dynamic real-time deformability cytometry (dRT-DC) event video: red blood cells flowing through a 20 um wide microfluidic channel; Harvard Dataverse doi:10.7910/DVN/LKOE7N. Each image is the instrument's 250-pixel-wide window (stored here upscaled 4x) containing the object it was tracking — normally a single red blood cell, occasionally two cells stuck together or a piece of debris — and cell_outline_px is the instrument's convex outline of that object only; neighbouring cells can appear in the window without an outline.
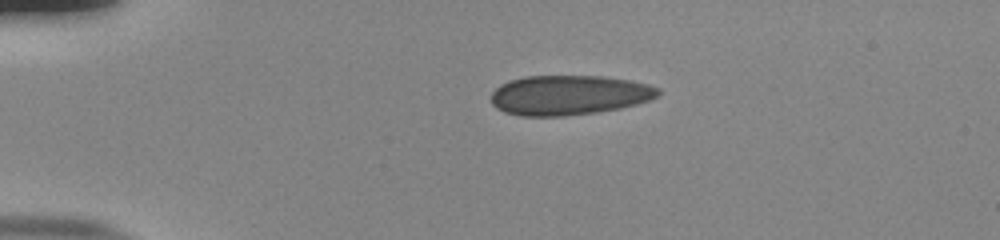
{"species": "human", "species_latin": "Homo sapiens", "temperature_condition": "room temperature", "stored_images_in_passage": 42, "camera_frame_rate_fps": 3000, "um_per_image_px": 0.085, "donor": {"sex": "male"}, "frame": {"image": 1, "passage_image": 1, "time_ms": 0.0, "image_size_px": [1000, 240], "cell_outline_px": [[660, 96], [636, 104], [620, 108], [596, 112], [564, 116], [520, 116], [504, 112], [496, 108], [492, 104], [492, 92], [500, 84], [508, 80], [524, 76], [604, 76], [628, 80], [648, 84], [660, 88]], "centroid_in_image_um": [48.35, 8.08], "position_along_channel_um": 36.6, "area_um2": 38.9}}
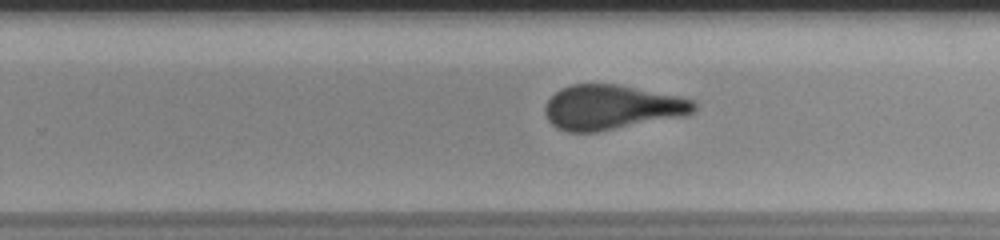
{"frame": {"image": 2, "passage_image": 24, "time_ms": 7.667, "image_size_px": [1000, 240], "cell_outline_px": [[696, 108], [688, 116], [596, 132], [568, 132], [556, 128], [548, 120], [544, 112], [544, 108], [548, 100], [560, 88], [572, 84], [616, 84], [680, 96], [692, 100], [696, 104]], "centroid_in_image_um": [52.0, 9.13], "position_along_channel_um": 277.8, "area_um2": 39.02}}
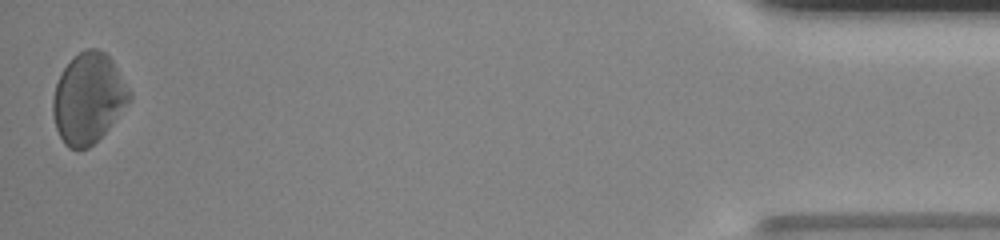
{"frame": {"image": 3, "passage_image": 42, "time_ms": 13.667, "image_size_px": [1000, 240], "cell_outline_px": [[132, 100], [108, 128], [88, 148], [80, 152], [76, 152], [68, 148], [64, 144], [56, 128], [52, 112], [52, 100], [56, 84], [64, 68], [80, 52], [88, 48], [96, 48], [104, 52], [112, 60], [132, 92]], "centroid_in_image_um": [7.52, 8.39], "position_along_channel_um": 427.7, "area_um2": 40.23}, "authors_computed_cell_mechanics": {"area_um2": 39.2173, "velocity_mm_per_s": 3.8318, "shape_relaxation_time_tau1_ms": 9.4502, "shape_relaxation_time_tau2_ms": 0.6696, "deformation_change_tau1": 0.1301, "deformation_change_tau2": 0.043}}